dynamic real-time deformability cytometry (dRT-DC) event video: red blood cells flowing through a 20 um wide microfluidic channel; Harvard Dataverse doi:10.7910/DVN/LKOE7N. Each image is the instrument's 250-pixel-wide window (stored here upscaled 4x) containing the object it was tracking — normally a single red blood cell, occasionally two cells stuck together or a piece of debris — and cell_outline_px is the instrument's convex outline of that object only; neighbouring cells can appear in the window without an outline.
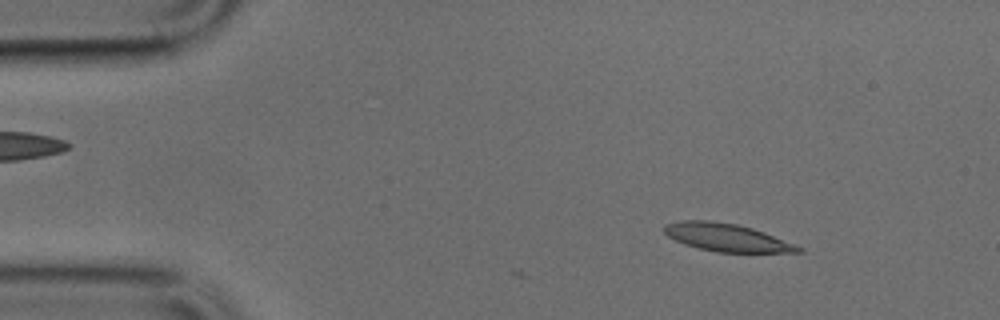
{"species": "common noctule bat (a hibernating species)", "species_latin": "Nyctalus noctula", "temperature_condition": "cold", "stored_images_in_passage": 2, "camera_frame_rate_fps": 3000, "um_per_image_px": 0.085, "animal": {"sex": "male", "body_mass_g": 17.9, "forearm_length_mm": 54.2}, "frame": {"image": 1, "passage_image": 2, "time_ms": 0.333, "image_size_px": [1000, 320], "cell_outline_px": [[804, 252], [716, 252], [684, 244], [668, 236], [664, 232], [664, 224], [680, 220], [708, 220], [736, 224], [752, 228], [764, 232], [804, 248]], "centroid_in_image_um": [61.75, 20.18], "position_along_channel_um": 23.2, "area_um2": 21.56}}